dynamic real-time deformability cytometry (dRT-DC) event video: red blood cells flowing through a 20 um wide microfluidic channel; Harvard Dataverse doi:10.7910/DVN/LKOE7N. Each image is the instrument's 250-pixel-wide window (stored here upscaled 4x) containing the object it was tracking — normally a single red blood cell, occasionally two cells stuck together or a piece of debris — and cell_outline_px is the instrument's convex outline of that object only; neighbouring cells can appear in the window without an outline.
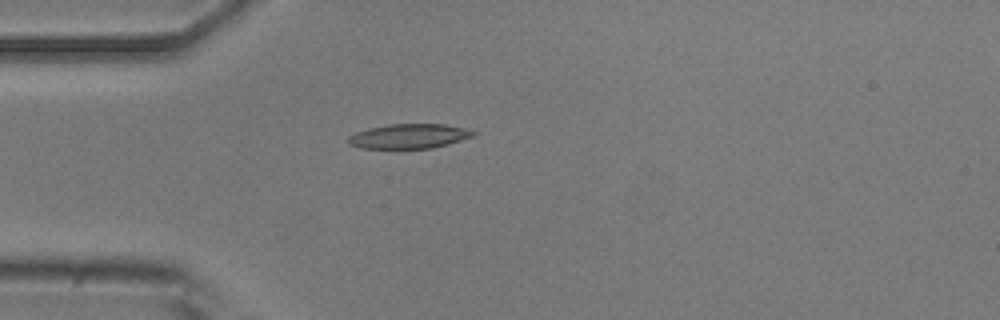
{"species": "common noctule bat (a hibernating species)", "species_latin": "Nyctalus noctula", "temperature_condition": "room temperature", "stored_images_in_passage": 5, "camera_frame_rate_fps": 3000, "um_per_image_px": 0.085, "animal": {"sex": "male", "body_mass_g": 20.5, "forearm_length_mm": 52.5}, "frame": {"image": 1, "passage_image": 4, "time_ms": 4.333, "image_size_px": [1000, 320], "cell_outline_px": [[476, 136], [448, 144], [432, 148], [360, 148], [348, 144], [348, 136], [356, 132], [368, 128], [388, 124], [444, 124], [464, 128], [476, 132]], "centroid_in_image_um": [34.77, 11.57], "position_along_channel_um": 50.2, "area_um2": 17.98}}